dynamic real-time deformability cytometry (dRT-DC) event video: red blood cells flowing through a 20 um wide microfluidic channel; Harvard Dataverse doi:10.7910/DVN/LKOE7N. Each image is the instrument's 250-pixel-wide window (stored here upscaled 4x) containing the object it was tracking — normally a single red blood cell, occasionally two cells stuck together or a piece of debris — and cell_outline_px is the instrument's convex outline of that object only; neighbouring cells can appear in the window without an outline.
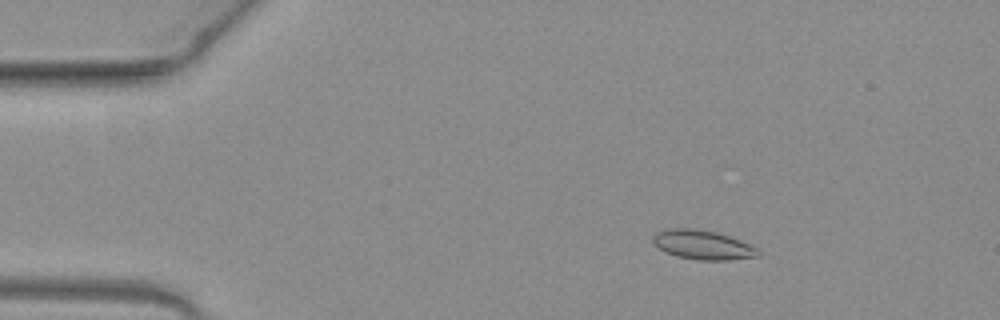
{"species": "common noctule bat (a hibernating species)", "species_latin": "Nyctalus noctula", "temperature_condition": "warm", "stored_images_in_passage": 51, "camera_frame_rate_fps": 3000, "um_per_image_px": 0.085, "animal": {"sex": "female", "body_mass_g": 19.3, "forearm_length_mm": 54.1}, "frame": {"image": 1, "passage_image": 8, "time_ms": 2.333, "image_size_px": [1000, 320], "cell_outline_px": [[760, 256], [728, 260], [700, 260], [676, 256], [664, 252], [652, 244], [652, 236], [656, 232], [664, 228], [692, 228], [716, 232], [740, 240], [756, 248], [760, 252]], "centroid_in_image_um": [59.66, 20.81], "position_along_channel_um": 25.3, "area_um2": 18.09}}
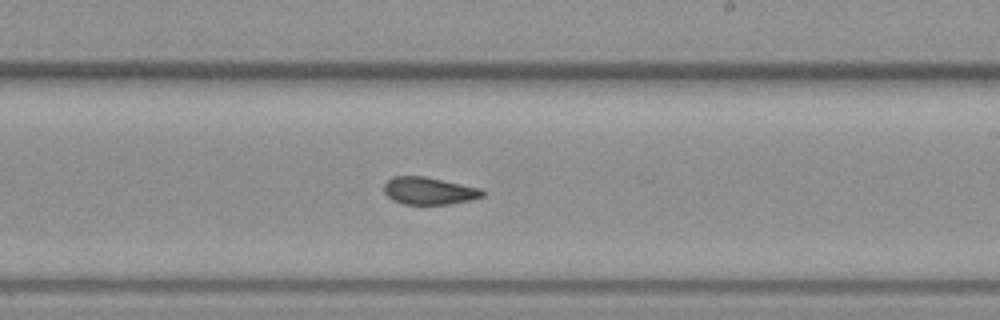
{"frame": {"image": 2, "passage_image": 30, "time_ms": 9.667, "image_size_px": [1000, 320], "cell_outline_px": [[484, 196], [468, 200], [448, 204], [404, 204], [392, 200], [384, 192], [384, 184], [392, 176], [424, 176], [480, 188], [484, 192]], "centroid_in_image_um": [36.43, 16.21], "position_along_channel_um": 252.6, "area_um2": 15.55}}
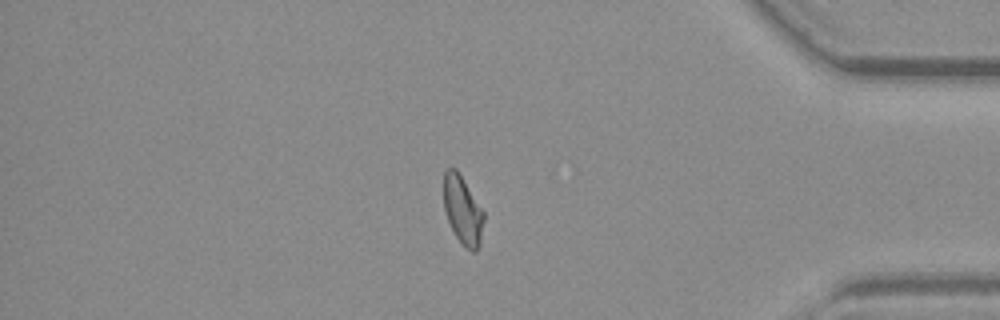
{"frame": {"image": 3, "passage_image": 43, "time_ms": 14.0, "image_size_px": [1000, 320], "cell_outline_px": [[484, 220], [480, 244], [476, 252], [472, 252], [456, 236], [448, 220], [444, 208], [444, 172], [448, 168], [456, 168], [460, 172], [484, 212]], "centroid_in_image_um": [39.34, 17.83], "position_along_channel_um": 395.9, "area_um2": 15.9}, "authors_computed_cell_mechanics": {"area_um2": 16.3574, "velocity_mm_per_s": 4.07, "shape_relaxation_time_tau1_ms": null, "shape_relaxation_time_tau2_ms": 2.4928, "deformation_change_tau1": null, "deformation_change_tau2": 0.0777}}